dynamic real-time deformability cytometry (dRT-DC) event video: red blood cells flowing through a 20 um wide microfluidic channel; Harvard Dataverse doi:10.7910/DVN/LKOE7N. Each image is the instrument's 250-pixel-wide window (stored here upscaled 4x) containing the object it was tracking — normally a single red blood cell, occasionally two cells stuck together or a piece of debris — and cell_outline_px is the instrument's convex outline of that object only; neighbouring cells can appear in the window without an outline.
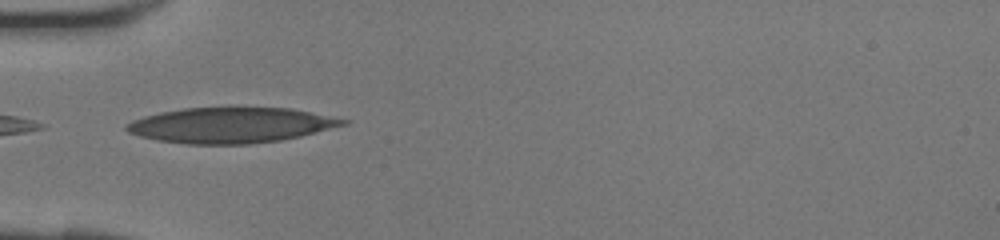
{"species": "human", "species_latin": "Homo sapiens", "temperature_condition": "room temperature", "stored_images_in_passage": 29, "camera_frame_rate_fps": 3000, "um_per_image_px": 0.085, "donor": {"sex": "female"}, "frame": {"image": 1, "passage_image": 1, "time_ms": 0.0, "image_size_px": [1000, 240], "cell_outline_px": [[352, 120], [348, 124], [300, 136], [280, 140], [248, 144], [188, 144], [160, 140], [140, 136], [128, 132], [124, 128], [124, 124], [132, 120], [144, 116], [160, 112], [184, 108], [236, 104], [292, 108]], "centroid_in_image_um": [19.66, 10.58], "position_along_channel_um": 65.3, "area_um2": 46.18}}
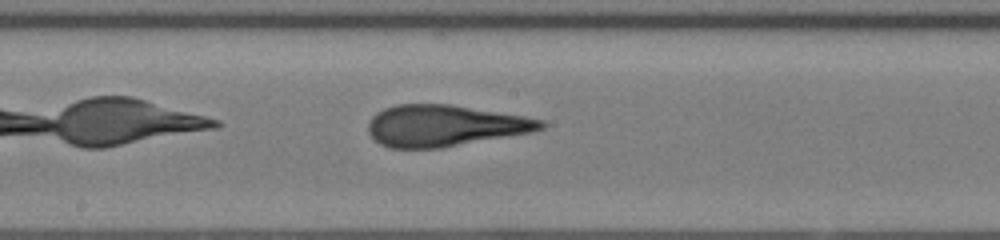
{"frame": {"image": 2, "passage_image": 10, "time_ms": 3.0, "image_size_px": [1000, 240], "cell_outline_px": [[548, 124], [544, 128], [532, 132], [440, 148], [388, 148], [380, 144], [368, 132], [368, 124], [372, 116], [376, 112], [384, 108], [396, 104], [448, 104], [524, 116], [544, 120]], "centroid_in_image_um": [37.79, 10.68], "position_along_channel_um": 210.4, "area_um2": 41.62}}
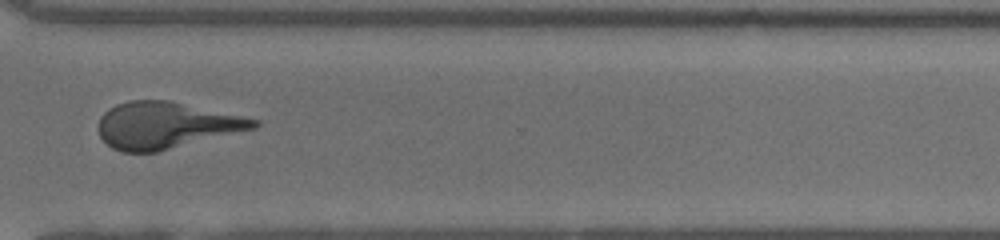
{"frame": {"image": 3, "passage_image": 19, "time_ms": 6.0, "image_size_px": [1000, 240], "cell_outline_px": [[260, 124], [256, 128], [156, 152], [124, 152], [112, 148], [100, 136], [100, 116], [104, 112], [116, 104], [128, 100], [168, 100], [260, 120]], "centroid_in_image_um": [14.1, 10.64], "position_along_channel_um": 356.5, "area_um2": 41.73}}